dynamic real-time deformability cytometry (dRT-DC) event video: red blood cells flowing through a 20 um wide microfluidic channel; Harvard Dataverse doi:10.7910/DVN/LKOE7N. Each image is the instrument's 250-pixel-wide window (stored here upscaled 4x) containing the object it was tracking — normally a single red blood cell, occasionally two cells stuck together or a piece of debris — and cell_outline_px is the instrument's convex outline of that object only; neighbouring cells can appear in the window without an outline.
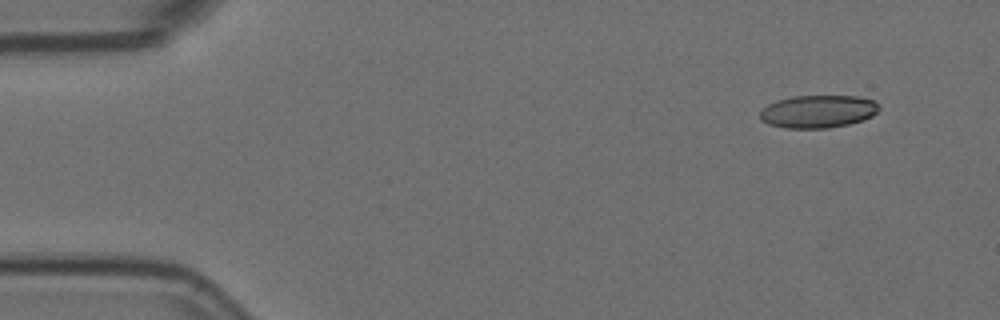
{"species": "Egyptian fruit bat (a non-hibernating species)", "species_latin": "Rousettus aegyptiacus", "temperature_condition": "room temperature", "stored_images_in_passage": 4, "camera_frame_rate_fps": 3000, "um_per_image_px": 0.085, "animal": {"sex": "female"}, "frame": {"image": 1, "passage_image": 1, "time_ms": 0.0, "image_size_px": [1000, 320], "cell_outline_px": [[880, 108], [872, 116], [864, 120], [848, 124], [828, 128], [784, 128], [768, 124], [760, 120], [760, 112], [768, 104], [776, 100], [792, 96], [856, 96], [872, 100]], "centroid_in_image_um": [69.5, 9.48], "position_along_channel_um": 15.5, "area_um2": 22.72}}
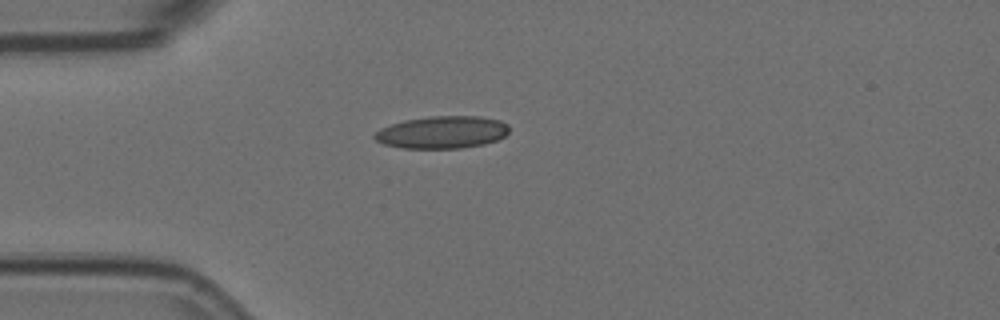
{"frame": {"image": 2, "passage_image": 3, "time_ms": 0.667, "image_size_px": [1000, 320], "cell_outline_px": [[508, 132], [504, 136], [496, 140], [484, 144], [460, 148], [404, 148], [384, 144], [376, 140], [372, 136], [380, 128], [404, 120], [432, 116], [480, 116], [500, 120], [508, 124]], "centroid_in_image_um": [37.59, 11.24], "position_along_channel_um": 47.4, "area_um2": 25.32}}